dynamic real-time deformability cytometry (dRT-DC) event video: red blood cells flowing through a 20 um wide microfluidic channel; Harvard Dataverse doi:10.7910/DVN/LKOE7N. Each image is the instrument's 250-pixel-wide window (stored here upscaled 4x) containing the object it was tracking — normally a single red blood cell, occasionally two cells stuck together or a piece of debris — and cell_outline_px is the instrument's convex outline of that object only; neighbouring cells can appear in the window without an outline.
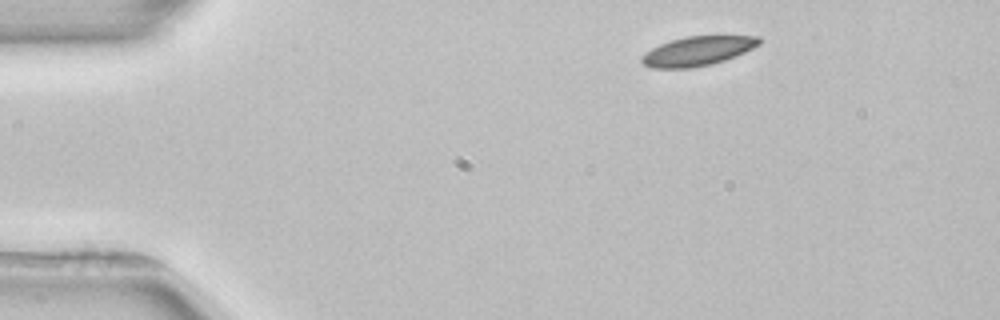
{"species": "common noctule bat (a hibernating species)", "species_latin": "Nyctalus noctula", "temperature_condition": "room temperature", "stored_images_in_passage": 2, "camera_frame_rate_fps": 3000, "um_per_image_px": 0.085, "animal": {"sex": "female", "body_mass_g": 22.7, "forearm_length_mm": 54.2}, "frame": {"image": 1, "passage_image": 1, "time_ms": 0.0, "image_size_px": [1000, 320], "cell_outline_px": [[760, 44], [736, 56], [712, 64], [688, 68], [652, 68], [644, 64], [640, 60], [640, 56], [644, 52], [660, 44], [684, 36], [760, 36]], "centroid_in_image_um": [59.27, 4.34], "position_along_channel_um": 25.7, "area_um2": 20.0}}